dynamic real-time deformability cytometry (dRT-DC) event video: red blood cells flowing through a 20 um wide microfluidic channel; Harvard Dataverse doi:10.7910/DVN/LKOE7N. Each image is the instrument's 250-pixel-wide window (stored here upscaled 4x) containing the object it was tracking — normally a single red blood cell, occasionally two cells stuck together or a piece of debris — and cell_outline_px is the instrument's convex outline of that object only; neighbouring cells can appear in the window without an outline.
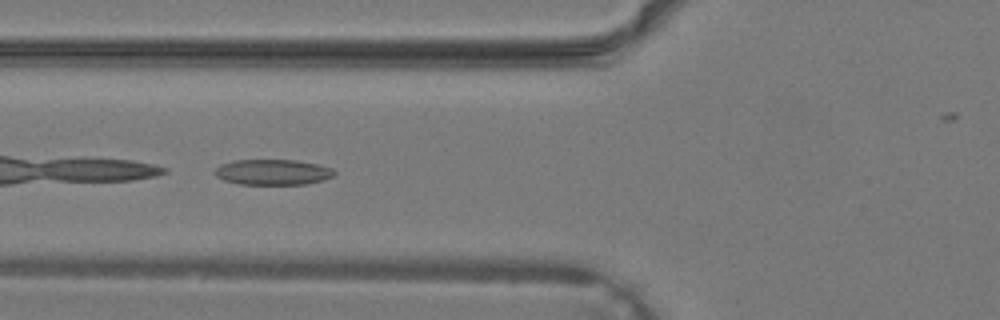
{"species": "common noctule bat (a hibernating species)", "species_latin": "Nyctalus noctula", "temperature_condition": "warm", "stored_images_in_passage": 38, "camera_frame_rate_fps": 3000, "um_per_image_px": 0.085, "animal": {"sex": "male", "body_mass_g": 19.2, "forearm_length_mm": 51.8}, "frame": {"image": 1, "passage_image": 15, "time_ms": 4.667, "image_size_px": [1000, 320], "cell_outline_px": [[336, 172], [332, 176], [324, 180], [304, 184], [240, 184], [224, 180], [216, 176], [212, 172], [220, 164], [232, 160], [296, 160], [316, 164], [332, 168]], "centroid_in_image_um": [23.15, 14.62], "position_along_channel_um": 102.6, "area_um2": 17.8}}
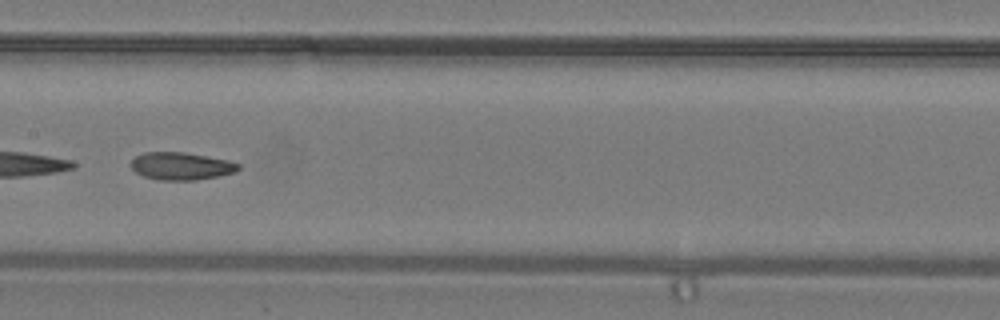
{"frame": {"image": 2, "passage_image": 20, "time_ms": 6.333, "image_size_px": [1000, 320], "cell_outline_px": [[240, 168], [236, 172], [220, 176], [196, 180], [160, 180], [144, 176], [136, 172], [128, 164], [136, 156], [144, 152], [184, 152], [228, 160], [240, 164]], "centroid_in_image_um": [15.4, 14.12], "position_along_channel_um": 192.0, "area_um2": 17.34}}
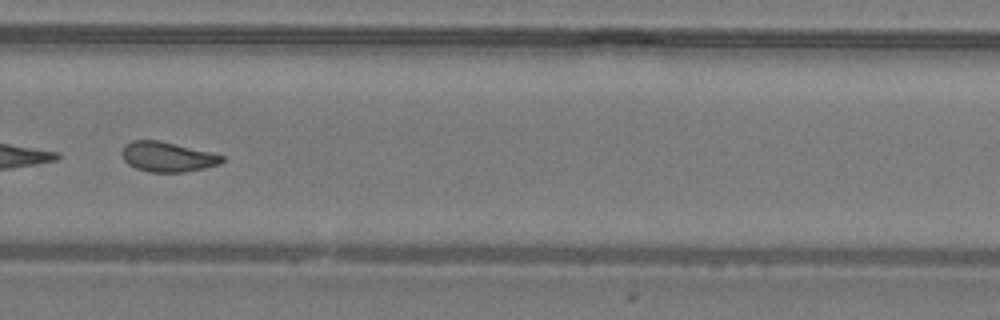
{"frame": {"image": 3, "passage_image": 27, "time_ms": 8.667, "image_size_px": [1000, 320], "cell_outline_px": [[224, 160], [220, 164], [204, 168], [184, 172], [148, 172], [136, 168], [128, 164], [124, 160], [120, 152], [124, 144], [132, 140], [160, 140], [224, 156]], "centroid_in_image_um": [14.18, 13.33], "position_along_channel_um": 315.6, "area_um2": 17.46}}